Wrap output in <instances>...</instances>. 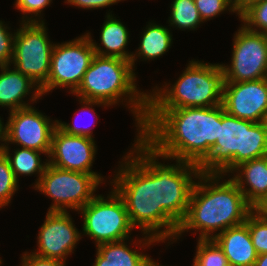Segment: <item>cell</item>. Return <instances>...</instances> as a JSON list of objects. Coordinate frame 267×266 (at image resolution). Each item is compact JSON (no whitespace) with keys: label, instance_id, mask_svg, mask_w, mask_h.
<instances>
[{"label":"cell","instance_id":"obj_33","mask_svg":"<svg viewBox=\"0 0 267 266\" xmlns=\"http://www.w3.org/2000/svg\"><path fill=\"white\" fill-rule=\"evenodd\" d=\"M124 0H65V3L83 9H99L115 5Z\"/></svg>","mask_w":267,"mask_h":266},{"label":"cell","instance_id":"obj_30","mask_svg":"<svg viewBox=\"0 0 267 266\" xmlns=\"http://www.w3.org/2000/svg\"><path fill=\"white\" fill-rule=\"evenodd\" d=\"M51 2L52 0H16L14 5L16 9L23 14L21 22H44L41 12H43L44 8L49 6Z\"/></svg>","mask_w":267,"mask_h":266},{"label":"cell","instance_id":"obj_39","mask_svg":"<svg viewBox=\"0 0 267 266\" xmlns=\"http://www.w3.org/2000/svg\"><path fill=\"white\" fill-rule=\"evenodd\" d=\"M264 157H265V159H266V161H267V152L265 153V156H264Z\"/></svg>","mask_w":267,"mask_h":266},{"label":"cell","instance_id":"obj_32","mask_svg":"<svg viewBox=\"0 0 267 266\" xmlns=\"http://www.w3.org/2000/svg\"><path fill=\"white\" fill-rule=\"evenodd\" d=\"M20 266H66V264L57 259L43 258L30 252H24L21 256Z\"/></svg>","mask_w":267,"mask_h":266},{"label":"cell","instance_id":"obj_27","mask_svg":"<svg viewBox=\"0 0 267 266\" xmlns=\"http://www.w3.org/2000/svg\"><path fill=\"white\" fill-rule=\"evenodd\" d=\"M238 18L247 29L267 35V0L249 6Z\"/></svg>","mask_w":267,"mask_h":266},{"label":"cell","instance_id":"obj_12","mask_svg":"<svg viewBox=\"0 0 267 266\" xmlns=\"http://www.w3.org/2000/svg\"><path fill=\"white\" fill-rule=\"evenodd\" d=\"M32 106L9 113L7 144H16L49 156L52 136L58 120H51Z\"/></svg>","mask_w":267,"mask_h":266},{"label":"cell","instance_id":"obj_2","mask_svg":"<svg viewBox=\"0 0 267 266\" xmlns=\"http://www.w3.org/2000/svg\"><path fill=\"white\" fill-rule=\"evenodd\" d=\"M223 105L148 109L139 134L159 153L200 165L219 137Z\"/></svg>","mask_w":267,"mask_h":266},{"label":"cell","instance_id":"obj_29","mask_svg":"<svg viewBox=\"0 0 267 266\" xmlns=\"http://www.w3.org/2000/svg\"><path fill=\"white\" fill-rule=\"evenodd\" d=\"M195 5L199 11V15L203 22L213 19L225 11H237L234 5L229 0H194Z\"/></svg>","mask_w":267,"mask_h":266},{"label":"cell","instance_id":"obj_25","mask_svg":"<svg viewBox=\"0 0 267 266\" xmlns=\"http://www.w3.org/2000/svg\"><path fill=\"white\" fill-rule=\"evenodd\" d=\"M193 261L199 266H230L222 248L214 239H198Z\"/></svg>","mask_w":267,"mask_h":266},{"label":"cell","instance_id":"obj_20","mask_svg":"<svg viewBox=\"0 0 267 266\" xmlns=\"http://www.w3.org/2000/svg\"><path fill=\"white\" fill-rule=\"evenodd\" d=\"M96 247L95 263L92 266H162L147 254L130 248L125 240Z\"/></svg>","mask_w":267,"mask_h":266},{"label":"cell","instance_id":"obj_31","mask_svg":"<svg viewBox=\"0 0 267 266\" xmlns=\"http://www.w3.org/2000/svg\"><path fill=\"white\" fill-rule=\"evenodd\" d=\"M4 23L0 20V66L11 65L16 33L9 32L10 28Z\"/></svg>","mask_w":267,"mask_h":266},{"label":"cell","instance_id":"obj_17","mask_svg":"<svg viewBox=\"0 0 267 266\" xmlns=\"http://www.w3.org/2000/svg\"><path fill=\"white\" fill-rule=\"evenodd\" d=\"M10 66H0V106L8 107L9 112L33 106L29 102L25 103L26 101L23 100L32 93L29 100L36 103L43 96L41 88L14 67H12V70Z\"/></svg>","mask_w":267,"mask_h":266},{"label":"cell","instance_id":"obj_5","mask_svg":"<svg viewBox=\"0 0 267 266\" xmlns=\"http://www.w3.org/2000/svg\"><path fill=\"white\" fill-rule=\"evenodd\" d=\"M266 152L265 122L239 119L224 111L219 117V137L209 156L199 165V170L202 174L231 177V172L241 163L264 157Z\"/></svg>","mask_w":267,"mask_h":266},{"label":"cell","instance_id":"obj_14","mask_svg":"<svg viewBox=\"0 0 267 266\" xmlns=\"http://www.w3.org/2000/svg\"><path fill=\"white\" fill-rule=\"evenodd\" d=\"M96 152L94 139L66 134L57 126L53 132L47 160L49 164L63 170L93 174L103 183V176L92 171Z\"/></svg>","mask_w":267,"mask_h":266},{"label":"cell","instance_id":"obj_36","mask_svg":"<svg viewBox=\"0 0 267 266\" xmlns=\"http://www.w3.org/2000/svg\"><path fill=\"white\" fill-rule=\"evenodd\" d=\"M254 266H267V253L265 254H259Z\"/></svg>","mask_w":267,"mask_h":266},{"label":"cell","instance_id":"obj_7","mask_svg":"<svg viewBox=\"0 0 267 266\" xmlns=\"http://www.w3.org/2000/svg\"><path fill=\"white\" fill-rule=\"evenodd\" d=\"M111 190L107 197L96 195L79 210L83 217V235L93 238L96 246L122 240L127 242L135 229L123 199L114 189Z\"/></svg>","mask_w":267,"mask_h":266},{"label":"cell","instance_id":"obj_35","mask_svg":"<svg viewBox=\"0 0 267 266\" xmlns=\"http://www.w3.org/2000/svg\"><path fill=\"white\" fill-rule=\"evenodd\" d=\"M263 0H241L236 6L237 15L240 16L249 6Z\"/></svg>","mask_w":267,"mask_h":266},{"label":"cell","instance_id":"obj_8","mask_svg":"<svg viewBox=\"0 0 267 266\" xmlns=\"http://www.w3.org/2000/svg\"><path fill=\"white\" fill-rule=\"evenodd\" d=\"M100 184L102 182L93 174L63 170L48 163L33 188L53 200L48 211L72 209L79 212L96 196L94 193Z\"/></svg>","mask_w":267,"mask_h":266},{"label":"cell","instance_id":"obj_37","mask_svg":"<svg viewBox=\"0 0 267 266\" xmlns=\"http://www.w3.org/2000/svg\"><path fill=\"white\" fill-rule=\"evenodd\" d=\"M233 5L234 7L241 1V0H229Z\"/></svg>","mask_w":267,"mask_h":266},{"label":"cell","instance_id":"obj_11","mask_svg":"<svg viewBox=\"0 0 267 266\" xmlns=\"http://www.w3.org/2000/svg\"><path fill=\"white\" fill-rule=\"evenodd\" d=\"M229 65L221 64L224 82H244L267 78V35L247 29L235 32Z\"/></svg>","mask_w":267,"mask_h":266},{"label":"cell","instance_id":"obj_15","mask_svg":"<svg viewBox=\"0 0 267 266\" xmlns=\"http://www.w3.org/2000/svg\"><path fill=\"white\" fill-rule=\"evenodd\" d=\"M222 105L239 119L254 123L267 117V78L244 82H224Z\"/></svg>","mask_w":267,"mask_h":266},{"label":"cell","instance_id":"obj_3","mask_svg":"<svg viewBox=\"0 0 267 266\" xmlns=\"http://www.w3.org/2000/svg\"><path fill=\"white\" fill-rule=\"evenodd\" d=\"M224 177V174L200 173L192 188L188 212L173 242L189 230L199 231L198 239H214L224 230L245 223L253 208L236 182Z\"/></svg>","mask_w":267,"mask_h":266},{"label":"cell","instance_id":"obj_24","mask_svg":"<svg viewBox=\"0 0 267 266\" xmlns=\"http://www.w3.org/2000/svg\"><path fill=\"white\" fill-rule=\"evenodd\" d=\"M245 224L249 228L252 244L257 254L267 253V213L264 209H253Z\"/></svg>","mask_w":267,"mask_h":266},{"label":"cell","instance_id":"obj_34","mask_svg":"<svg viewBox=\"0 0 267 266\" xmlns=\"http://www.w3.org/2000/svg\"><path fill=\"white\" fill-rule=\"evenodd\" d=\"M0 153H3L5 146L7 145V123L4 124L0 117Z\"/></svg>","mask_w":267,"mask_h":266},{"label":"cell","instance_id":"obj_10","mask_svg":"<svg viewBox=\"0 0 267 266\" xmlns=\"http://www.w3.org/2000/svg\"><path fill=\"white\" fill-rule=\"evenodd\" d=\"M95 55L90 38L85 33L69 42L55 43L50 74L47 83L41 88L42 95L59 87L69 88V93L73 94L80 86Z\"/></svg>","mask_w":267,"mask_h":266},{"label":"cell","instance_id":"obj_21","mask_svg":"<svg viewBox=\"0 0 267 266\" xmlns=\"http://www.w3.org/2000/svg\"><path fill=\"white\" fill-rule=\"evenodd\" d=\"M149 24L145 27L141 33V39L138 49L135 53H132L131 65L135 71V62L137 59L144 61L154 60L166 54L172 45V33L168 27L148 22Z\"/></svg>","mask_w":267,"mask_h":266},{"label":"cell","instance_id":"obj_13","mask_svg":"<svg viewBox=\"0 0 267 266\" xmlns=\"http://www.w3.org/2000/svg\"><path fill=\"white\" fill-rule=\"evenodd\" d=\"M68 212L47 211L45 221L38 232V248L32 252L33 254L57 259L66 264L68 255L74 253L76 244L82 236Z\"/></svg>","mask_w":267,"mask_h":266},{"label":"cell","instance_id":"obj_4","mask_svg":"<svg viewBox=\"0 0 267 266\" xmlns=\"http://www.w3.org/2000/svg\"><path fill=\"white\" fill-rule=\"evenodd\" d=\"M136 77L130 61L95 55L73 94L81 99L103 102L109 107L124 100L135 117L139 133L148 112V91L138 90Z\"/></svg>","mask_w":267,"mask_h":266},{"label":"cell","instance_id":"obj_22","mask_svg":"<svg viewBox=\"0 0 267 266\" xmlns=\"http://www.w3.org/2000/svg\"><path fill=\"white\" fill-rule=\"evenodd\" d=\"M14 150V154L10 153L9 144H7L3 153L9 159L11 169L13 170L16 179L19 181L20 175L30 176L38 174V178H36L37 180L34 183L35 186L41 179V176L44 174L45 168L48 165V160L43 163L41 162L42 159L40 155H45V153L23 147Z\"/></svg>","mask_w":267,"mask_h":266},{"label":"cell","instance_id":"obj_28","mask_svg":"<svg viewBox=\"0 0 267 266\" xmlns=\"http://www.w3.org/2000/svg\"><path fill=\"white\" fill-rule=\"evenodd\" d=\"M78 99H79L80 104H82L81 111L84 113H86V112L91 113L92 112L93 114L91 113V116H96V115H94L96 113L94 112L95 110H94L93 106H95V105H97L99 107L100 106H103V107L109 106L108 104H105V103L99 102V101L85 100V99H81V98H78ZM74 120L76 121V124L73 121V123L71 125L69 123H65V122L58 120L57 126L62 131H64L66 134L86 136V137L94 139V137L92 135L93 130L90 127L79 126L78 125L79 122L77 123V120L76 119H74Z\"/></svg>","mask_w":267,"mask_h":266},{"label":"cell","instance_id":"obj_38","mask_svg":"<svg viewBox=\"0 0 267 266\" xmlns=\"http://www.w3.org/2000/svg\"><path fill=\"white\" fill-rule=\"evenodd\" d=\"M193 266H199L198 264H196L194 261H193Z\"/></svg>","mask_w":267,"mask_h":266},{"label":"cell","instance_id":"obj_16","mask_svg":"<svg viewBox=\"0 0 267 266\" xmlns=\"http://www.w3.org/2000/svg\"><path fill=\"white\" fill-rule=\"evenodd\" d=\"M231 173L233 174L231 178L244 194L246 202L253 209H264L267 206V161L265 157L241 163Z\"/></svg>","mask_w":267,"mask_h":266},{"label":"cell","instance_id":"obj_18","mask_svg":"<svg viewBox=\"0 0 267 266\" xmlns=\"http://www.w3.org/2000/svg\"><path fill=\"white\" fill-rule=\"evenodd\" d=\"M214 240L222 248L230 266H254L258 254L245 223L224 230Z\"/></svg>","mask_w":267,"mask_h":266},{"label":"cell","instance_id":"obj_23","mask_svg":"<svg viewBox=\"0 0 267 266\" xmlns=\"http://www.w3.org/2000/svg\"><path fill=\"white\" fill-rule=\"evenodd\" d=\"M168 26L182 30H195L203 22L194 0H173Z\"/></svg>","mask_w":267,"mask_h":266},{"label":"cell","instance_id":"obj_6","mask_svg":"<svg viewBox=\"0 0 267 266\" xmlns=\"http://www.w3.org/2000/svg\"><path fill=\"white\" fill-rule=\"evenodd\" d=\"M176 82L155 86L148 92V109L212 107L222 104L223 70L221 64L191 60ZM163 87V88H162Z\"/></svg>","mask_w":267,"mask_h":266},{"label":"cell","instance_id":"obj_19","mask_svg":"<svg viewBox=\"0 0 267 266\" xmlns=\"http://www.w3.org/2000/svg\"><path fill=\"white\" fill-rule=\"evenodd\" d=\"M106 21L101 27L100 41L104 48L97 45L92 39L91 33L86 35L90 38L96 55L104 57H116L131 61L132 53L126 50L129 42V31L126 26L114 17V14L107 13Z\"/></svg>","mask_w":267,"mask_h":266},{"label":"cell","instance_id":"obj_1","mask_svg":"<svg viewBox=\"0 0 267 266\" xmlns=\"http://www.w3.org/2000/svg\"><path fill=\"white\" fill-rule=\"evenodd\" d=\"M136 137L110 183L123 199L131 225L143 233L144 238L133 244L146 249L166 240L173 243L200 170L196 164L159 153L139 133ZM159 158L176 163L162 164Z\"/></svg>","mask_w":267,"mask_h":266},{"label":"cell","instance_id":"obj_26","mask_svg":"<svg viewBox=\"0 0 267 266\" xmlns=\"http://www.w3.org/2000/svg\"><path fill=\"white\" fill-rule=\"evenodd\" d=\"M19 188V181L16 179L9 159L4 153H0V208L11 203L13 195Z\"/></svg>","mask_w":267,"mask_h":266},{"label":"cell","instance_id":"obj_9","mask_svg":"<svg viewBox=\"0 0 267 266\" xmlns=\"http://www.w3.org/2000/svg\"><path fill=\"white\" fill-rule=\"evenodd\" d=\"M47 33L45 22H21L14 38L11 64L40 88L47 83L55 45Z\"/></svg>","mask_w":267,"mask_h":266}]
</instances>
